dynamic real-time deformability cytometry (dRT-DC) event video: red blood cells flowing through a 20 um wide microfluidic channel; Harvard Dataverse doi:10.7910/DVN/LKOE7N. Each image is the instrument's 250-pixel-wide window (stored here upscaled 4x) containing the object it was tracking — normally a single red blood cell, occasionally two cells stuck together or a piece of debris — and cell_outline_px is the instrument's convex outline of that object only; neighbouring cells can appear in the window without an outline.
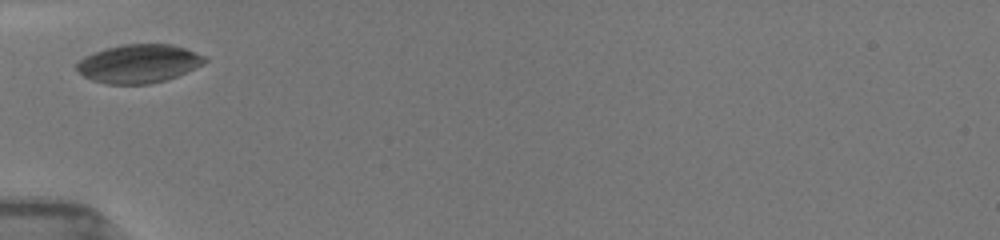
{"species": "common noctule bat (a hibernating species)", "species_latin": "Nyctalus noctula", "temperature_condition": "room temperature", "stored_images_in_passage": 28, "camera_frame_rate_fps": 3000, "um_per_image_px": 0.085, "animal": {"sex": "female", "body_mass_g": 19.5, "forearm_length_mm": 54.1}, "frame": {"image": 1, "passage_image": 1, "time_ms": 0.0, "image_size_px": [1000, 240], "cell_outline_px": [[208, 60], [204, 64], [176, 76], [164, 80], [148, 84], [108, 84], [92, 80], [84, 76], [76, 68], [76, 64], [84, 56], [108, 48], [124, 44], [172, 44], [184, 48], [204, 56]], "centroid_in_image_um": [11.79, 5.41], "position_along_channel_um": 73.2, "area_um2": 28.38}}